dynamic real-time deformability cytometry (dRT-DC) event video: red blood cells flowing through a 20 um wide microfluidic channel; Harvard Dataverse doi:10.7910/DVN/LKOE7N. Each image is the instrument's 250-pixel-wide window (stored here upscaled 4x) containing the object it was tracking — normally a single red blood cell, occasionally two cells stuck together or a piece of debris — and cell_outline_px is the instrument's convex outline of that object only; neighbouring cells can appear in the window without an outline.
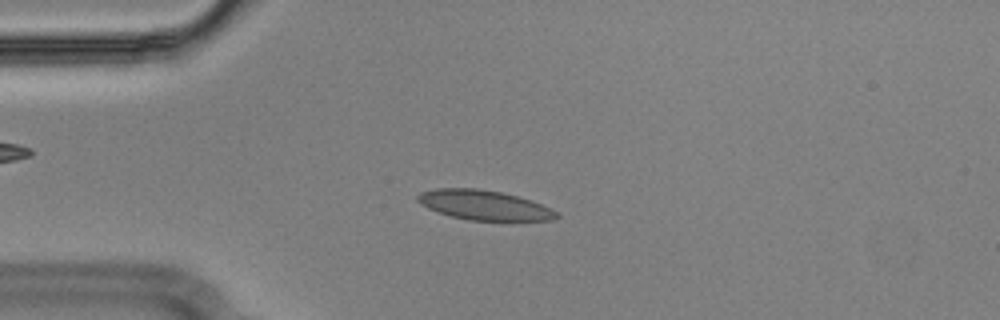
{"species": "Egyptian fruit bat (a non-hibernating species)", "species_latin": "Rousettus aegyptiacus", "temperature_condition": "cold", "stored_images_in_passage": 54, "camera_frame_rate_fps": 3000, "um_per_image_px": 0.085, "animal": {"sex": "male"}, "frame": {"image": 1, "passage_image": 12, "time_ms": 3.667, "image_size_px": [1000, 320], "cell_outline_px": [[560, 216], [552, 220], [468, 220], [452, 216], [428, 208], [420, 204], [416, 200], [416, 196], [420, 192], [436, 188], [476, 188], [500, 192], [516, 196], [540, 204], [556, 212]], "centroid_in_image_um": [41.08, 17.43], "position_along_channel_um": 43.9, "area_um2": 23.64}}
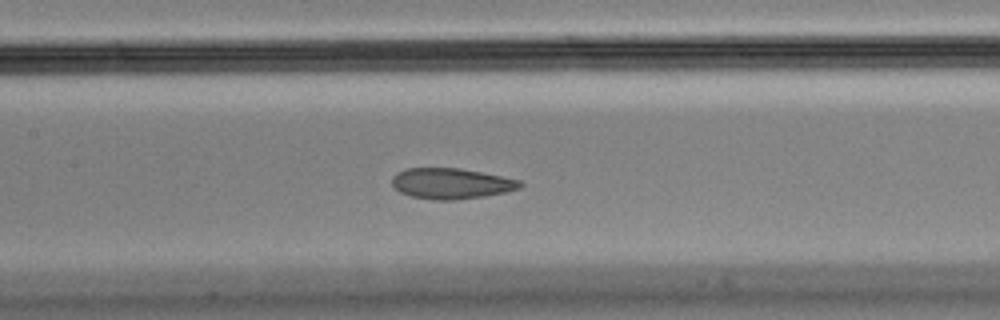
{"frame": {"image": 2, "passage_image": 24, "time_ms": 7.667, "image_size_px": [1000, 320], "cell_outline_px": [[524, 184], [520, 188], [504, 192], [484, 196], [456, 200], [436, 200], [412, 196], [400, 192], [392, 184], [392, 176], [396, 172], [404, 168], [460, 168], [520, 180]], "centroid_in_image_um": [38.33, 15.59], "position_along_channel_um": 169.1, "area_um2": 22.83}}
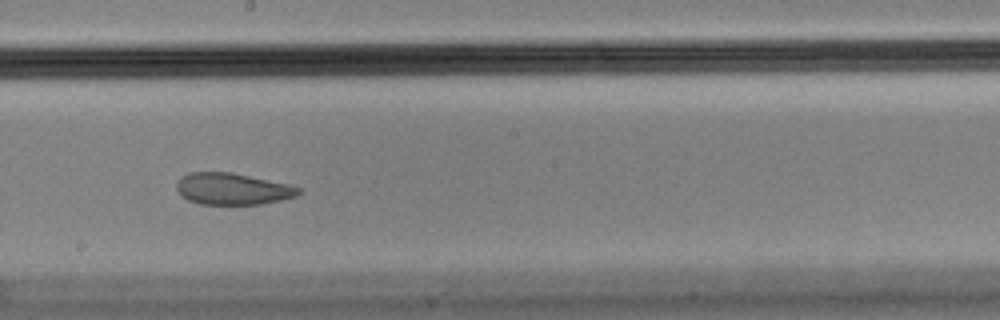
{"frame": {"image": 3, "passage_image": 29, "time_ms": 9.333, "image_size_px": [1000, 320], "cell_outline_px": [[300, 192], [296, 196], [280, 200], [260, 204], [200, 204], [188, 200], [176, 188], [176, 184], [188, 172], [232, 172], [288, 184], [300, 188]], "centroid_in_image_um": [19.77, 16.05], "position_along_channel_um": 228.4, "area_um2": 22.2}, "authors_computed_cell_mechanics": {"area_um2": 24.2182, "velocity_mm_per_s": 3.5772, "shape_relaxation_time_tau1_ms": null, "shape_relaxation_time_tau2_ms": 1.5607, "deformation_change_tau1": null, "deformation_change_tau2": 0.0632}}